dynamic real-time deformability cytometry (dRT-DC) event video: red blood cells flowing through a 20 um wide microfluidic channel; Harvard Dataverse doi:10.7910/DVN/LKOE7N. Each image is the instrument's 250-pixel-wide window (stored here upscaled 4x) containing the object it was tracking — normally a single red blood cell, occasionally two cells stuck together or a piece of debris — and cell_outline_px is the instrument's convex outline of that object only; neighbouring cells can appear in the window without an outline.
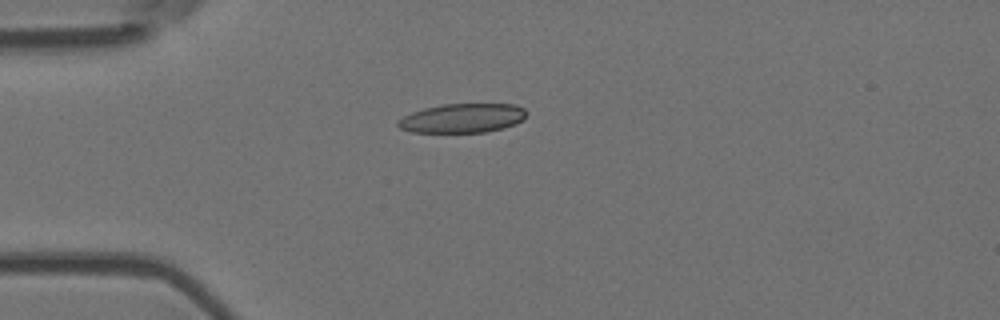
{"species": "Egyptian fruit bat (a non-hibernating species)", "species_latin": "Rousettus aegyptiacus", "temperature_condition": "room temperature", "stored_images_in_passage": 6, "camera_frame_rate_fps": 3000, "um_per_image_px": 0.085, "animal": {"sex": "female"}, "frame": {"image": 1, "passage_image": 3, "time_ms": 0.667, "image_size_px": [1000, 320], "cell_outline_px": [[528, 112], [524, 120], [516, 124], [504, 128], [484, 132], [412, 132], [400, 128], [396, 124], [396, 120], [412, 112], [424, 108], [444, 104], [516, 104], [524, 108]], "centroid_in_image_um": [39.34, 10.04], "position_along_channel_um": 45.7, "area_um2": 22.02}}
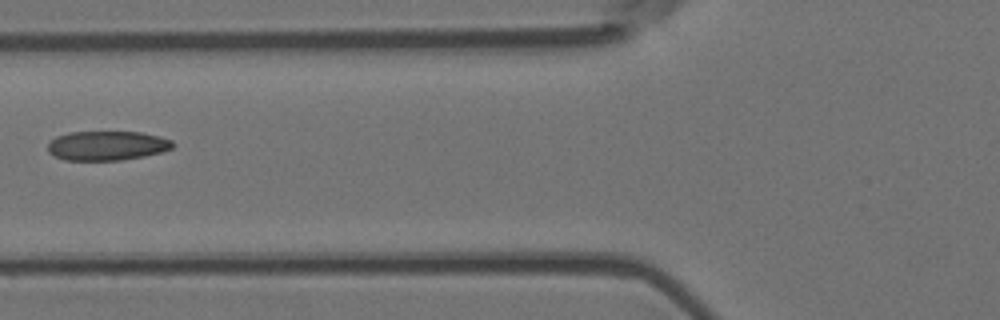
{"frame": {"image": 2, "passage_image": 5, "time_ms": 1.333, "image_size_px": [1000, 320], "cell_outline_px": [[176, 144], [172, 148], [160, 152], [144, 156], [120, 160], [64, 160], [48, 152], [48, 144], [56, 136], [68, 132], [140, 132], [160, 136], [172, 140]], "centroid_in_image_um": [9.11, 12.37], "position_along_channel_um": 116.7, "area_um2": 21.39}}
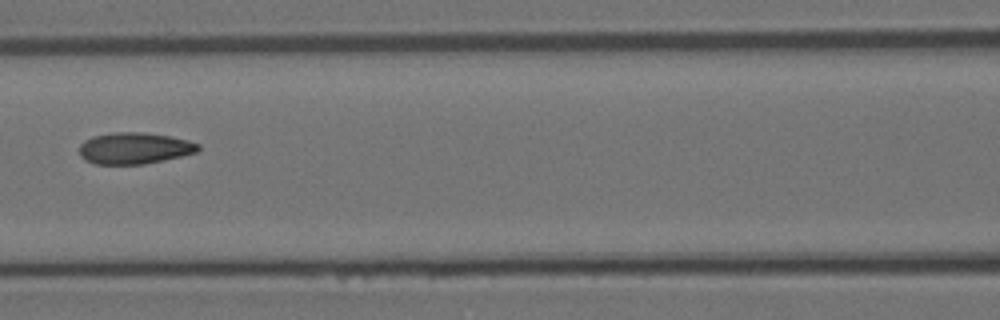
{"frame": {"image": 3, "passage_image": 6, "time_ms": 1.667, "image_size_px": [1000, 320], "cell_outline_px": [[200, 148], [196, 152], [180, 156], [144, 164], [96, 164], [84, 160], [80, 156], [80, 144], [84, 140], [92, 136], [112, 132], [140, 132], [168, 136], [188, 140], [200, 144]], "centroid_in_image_um": [11.39, 12.59], "position_along_channel_um": 155.2, "area_um2": 21.73}}